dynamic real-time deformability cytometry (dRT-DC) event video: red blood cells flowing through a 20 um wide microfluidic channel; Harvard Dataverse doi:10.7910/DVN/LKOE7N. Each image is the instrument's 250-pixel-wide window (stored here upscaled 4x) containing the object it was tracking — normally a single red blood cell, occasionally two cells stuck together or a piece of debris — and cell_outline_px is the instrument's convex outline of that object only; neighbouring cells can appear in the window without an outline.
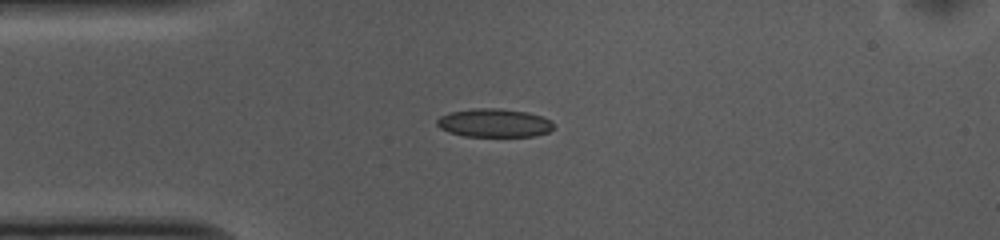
{"species": "common noctule bat (a hibernating species)", "species_latin": "Nyctalus noctula", "temperature_condition": "cold", "stored_images_in_passage": 41, "camera_frame_rate_fps": 3000, "um_per_image_px": 0.085, "animal": {"sex": "female", "body_mass_g": 10.0, "forearm_length_mm": 53.1}, "frame": {"image": 1, "passage_image": 1, "time_ms": 0.0, "image_size_px": [1000, 240], "cell_outline_px": [[552, 128], [548, 132], [536, 136], [464, 136], [448, 132], [440, 128], [436, 124], [436, 120], [440, 116], [452, 112], [476, 108], [500, 108], [528, 112], [552, 120]], "centroid_in_image_um": [42.0, 10.45], "position_along_channel_um": 43.0, "area_um2": 19.31}}
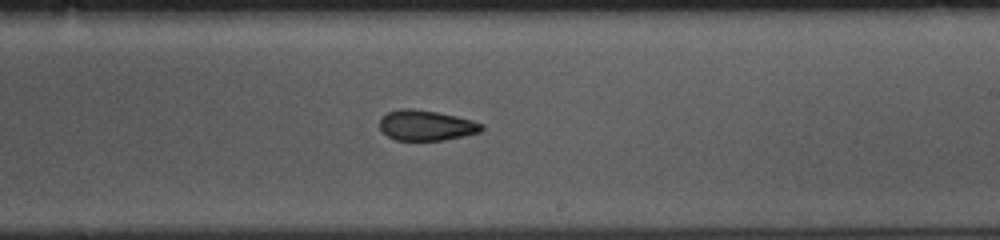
{"frame": {"image": 2, "passage_image": 19, "time_ms": 6.0, "image_size_px": [1000, 240], "cell_outline_px": [[484, 128], [480, 132], [464, 136], [444, 140], [396, 140], [388, 136], [380, 128], [380, 120], [388, 112], [400, 108], [412, 108], [436, 112], [456, 116], [472, 120], [484, 124]], "centroid_in_image_um": [36.25, 10.65], "position_along_channel_um": 252.7, "area_um2": 17.98}}
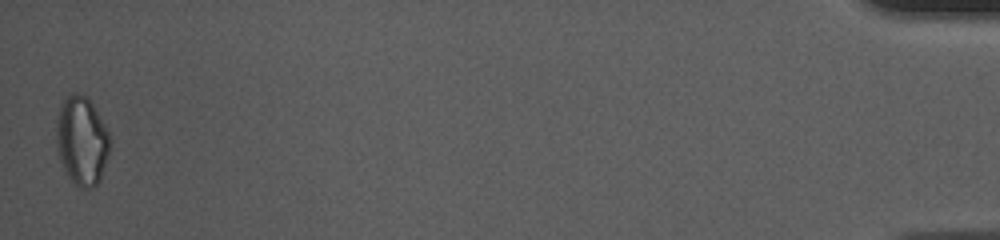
{"frame": {"image": 3, "passage_image": 41, "time_ms": 13.333, "image_size_px": [1000, 240], "cell_outline_px": [[112, 140], [108, 156], [100, 180], [92, 188], [80, 188], [68, 176], [60, 160], [56, 148], [56, 120], [60, 104], [72, 92], [76, 92], [88, 96], [104, 124]], "centroid_in_image_um": [6.95, 11.94], "position_along_channel_um": 428.2, "area_um2": 27.98}, "authors_computed_cell_mechanics": {"area_um2": 19.074, "velocity_mm_per_s": 3.727, "shape_relaxation_time_tau1_ms": null, "shape_relaxation_time_tau2_ms": 3.2791, "deformation_change_tau1": null, "deformation_change_tau2": 0.0829}}